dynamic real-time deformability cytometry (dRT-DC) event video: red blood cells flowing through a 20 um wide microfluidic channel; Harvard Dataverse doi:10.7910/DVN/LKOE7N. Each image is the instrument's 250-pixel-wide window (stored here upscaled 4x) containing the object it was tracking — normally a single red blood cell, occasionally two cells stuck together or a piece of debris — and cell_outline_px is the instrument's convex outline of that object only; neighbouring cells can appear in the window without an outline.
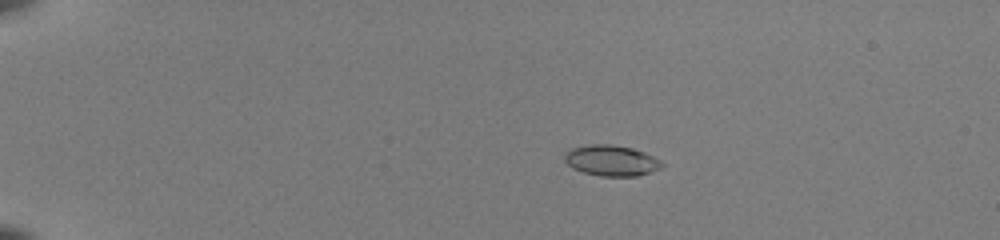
{"species": "common noctule bat (a hibernating species)", "species_latin": "Nyctalus noctula", "temperature_condition": "room temperature", "stored_images_in_passage": 53, "camera_frame_rate_fps": 3000, "um_per_image_px": 0.085, "animal": {"sex": "female", "body_mass_g": 22.0, "forearm_length_mm": 56.7}, "frame": {"image": 1, "passage_image": 12, "time_ms": 3.667, "image_size_px": [1000, 240], "cell_outline_px": [[664, 164], [660, 168], [636, 176], [600, 176], [584, 172], [572, 168], [564, 160], [564, 152], [572, 148], [588, 144], [608, 144], [632, 148], [644, 152], [660, 160]], "centroid_in_image_um": [51.93, 13.64], "position_along_channel_um": 33.1, "area_um2": 17.34}}
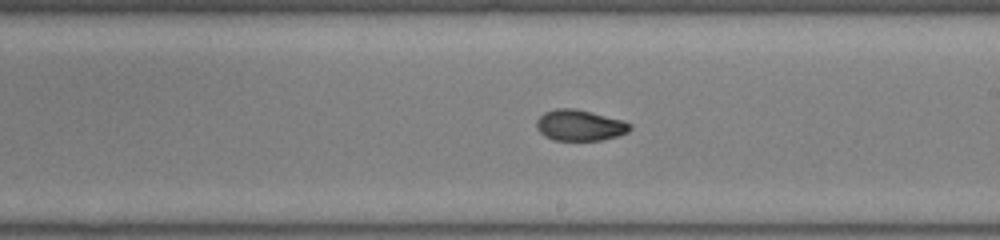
{"frame": {"image": 2, "passage_image": 34, "time_ms": 11.0, "image_size_px": [1000, 240], "cell_outline_px": [[632, 128], [628, 132], [616, 136], [600, 140], [552, 140], [544, 136], [536, 128], [536, 120], [544, 112], [556, 108], [572, 108], [592, 112], [624, 120], [632, 124]], "centroid_in_image_um": [49.27, 10.64], "position_along_channel_um": 239.7, "area_um2": 16.99}}
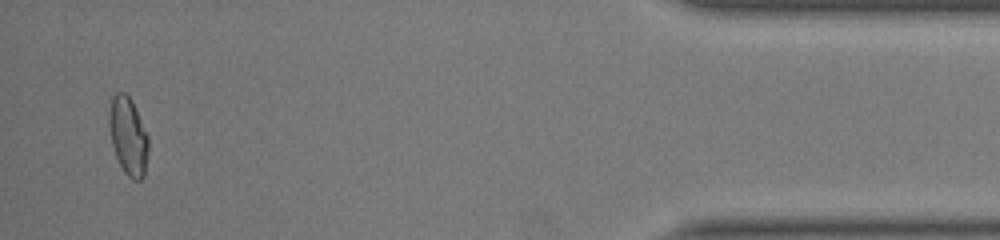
{"frame": {"image": 3, "passage_image": 52, "time_ms": 17.0, "image_size_px": [1000, 240], "cell_outline_px": [[148, 152], [144, 176], [140, 180], [132, 180], [124, 172], [116, 156], [112, 144], [108, 124], [108, 112], [112, 96], [116, 92], [124, 92], [132, 100], [148, 136]], "centroid_in_image_um": [10.88, 11.55], "position_along_channel_um": 424.3, "area_um2": 17.92}, "authors_computed_cell_mechanics": {"area_um2": 17.051, "velocity_mm_per_s": 4.0087, "shape_relaxation_time_tau1_ms": 6.4642, "shape_relaxation_time_tau2_ms": 1.2528, "deformation_change_tau1": 0.228, "deformation_change_tau2": 0.0537}}